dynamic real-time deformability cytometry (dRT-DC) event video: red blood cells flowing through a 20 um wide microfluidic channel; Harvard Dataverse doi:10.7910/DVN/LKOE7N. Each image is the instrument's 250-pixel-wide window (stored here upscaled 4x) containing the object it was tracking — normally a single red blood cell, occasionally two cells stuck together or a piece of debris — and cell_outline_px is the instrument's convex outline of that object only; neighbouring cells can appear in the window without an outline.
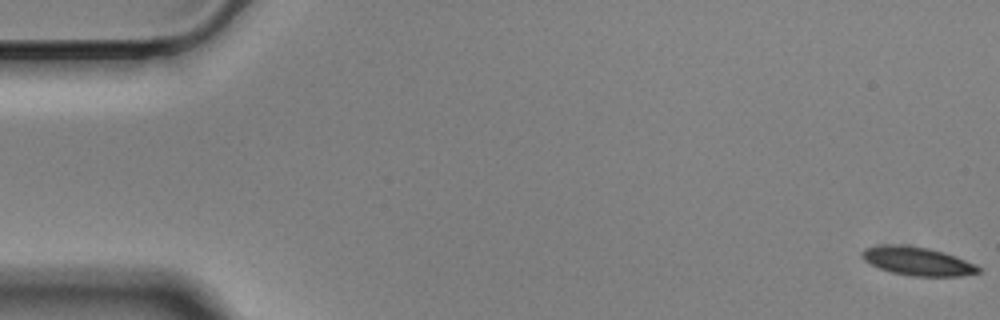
{"species": "Egyptian fruit bat (a non-hibernating species)", "species_latin": "Rousettus aegyptiacus", "temperature_condition": "cold", "stored_images_in_passage": 58, "camera_frame_rate_fps": 3000, "um_per_image_px": 0.085, "animal": {"sex": "male"}, "frame": {"image": 1, "passage_image": 1, "time_ms": 0.0, "image_size_px": [1000, 320], "cell_outline_px": [[980, 272], [960, 276], [908, 276], [892, 272], [880, 268], [864, 260], [860, 256], [860, 252], [864, 248], [884, 244], [904, 244], [928, 248], [956, 256], [976, 264], [980, 268]], "centroid_in_image_um": [77.96, 22.19], "position_along_channel_um": 7.0, "area_um2": 19.42}}
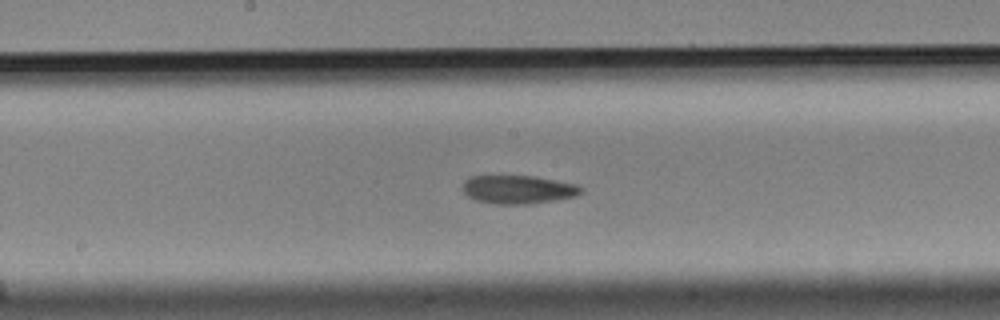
{"frame": {"image": 2, "passage_image": 30, "time_ms": 9.667, "image_size_px": [1000, 320], "cell_outline_px": [[584, 192], [576, 196], [556, 200], [528, 204], [492, 204], [476, 200], [468, 196], [464, 192], [464, 180], [468, 176], [536, 176], [576, 184], [584, 188]], "centroid_in_image_um": [44.08, 16.11], "position_along_channel_um": 204.1, "area_um2": 19.77}}
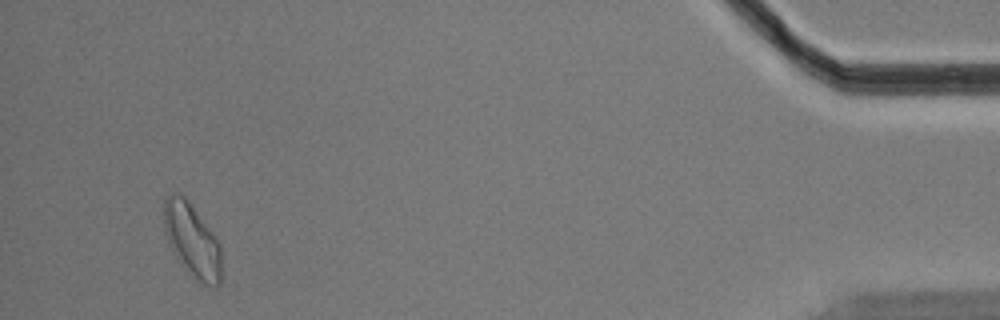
{"frame": {"image": 3, "passage_image": 55, "time_ms": 18.0, "image_size_px": [1000, 320], "cell_outline_px": [[220, 284], [216, 288], [204, 284], [172, 252], [164, 228], [164, 200], [172, 192], [176, 192], [184, 196], [188, 200], [212, 232], [220, 244]], "centroid_in_image_um": [16.32, 20.37], "position_along_channel_um": 418.9, "area_um2": 23.87}, "authors_computed_cell_mechanics": {"area_um2": 19.8832, "velocity_mm_per_s": 3.4713, "shape_relaxation_time_tau1_ms": 4.7422, "shape_relaxation_time_tau2_ms": 4.806, "deformation_change_tau1": 0.119, "deformation_change_tau2": 0.1003}}